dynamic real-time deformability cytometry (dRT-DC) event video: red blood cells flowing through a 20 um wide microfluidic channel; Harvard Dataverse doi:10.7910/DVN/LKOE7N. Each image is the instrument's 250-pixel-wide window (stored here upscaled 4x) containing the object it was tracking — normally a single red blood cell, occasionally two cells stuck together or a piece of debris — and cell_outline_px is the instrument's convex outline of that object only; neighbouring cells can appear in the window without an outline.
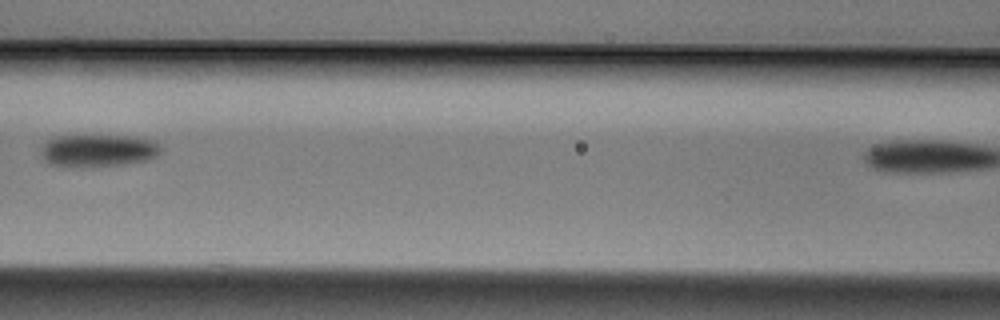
{"species": "Egyptian fruit bat (a non-hibernating species)", "species_latin": "Rousettus aegyptiacus", "temperature_condition": "cold", "stored_images_in_passage": 5, "camera_frame_rate_fps": 3000, "um_per_image_px": 0.085, "animal": {"sex": "male"}, "frame": {"image": 1, "passage_image": 3, "time_ms": 0.667, "image_size_px": [1000, 320], "cell_outline_px": [[160, 152], [156, 156], [148, 160], [124, 164], [92, 168], [64, 168], [48, 164], [44, 160], [40, 152], [40, 148], [48, 140], [56, 136], [128, 136], [156, 140], [160, 148]], "centroid_in_image_um": [8.29, 12.83], "position_along_channel_um": 158.3, "area_um2": 23.29}}
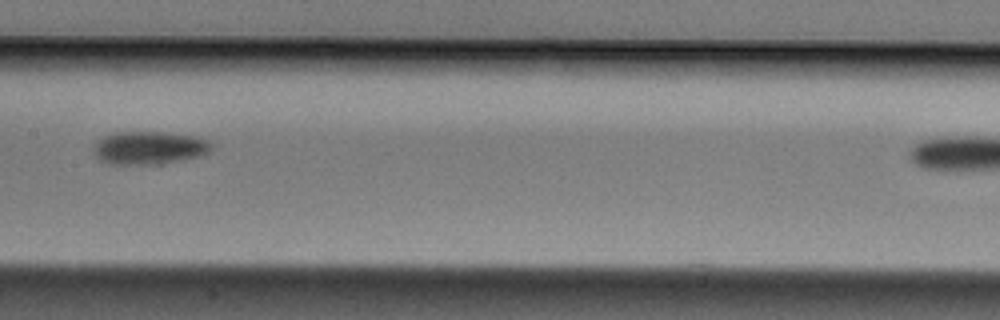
{"frame": {"image": 2, "passage_image": 4, "time_ms": 1.0, "image_size_px": [1000, 320], "cell_outline_px": [[212, 148], [204, 156], [184, 160], [160, 164], [112, 164], [100, 160], [92, 152], [92, 144], [96, 140], [104, 136], [116, 132], [164, 132], [196, 136], [212, 140]], "centroid_in_image_um": [12.7, 12.56], "position_along_channel_um": 194.7, "area_um2": 23.24}}